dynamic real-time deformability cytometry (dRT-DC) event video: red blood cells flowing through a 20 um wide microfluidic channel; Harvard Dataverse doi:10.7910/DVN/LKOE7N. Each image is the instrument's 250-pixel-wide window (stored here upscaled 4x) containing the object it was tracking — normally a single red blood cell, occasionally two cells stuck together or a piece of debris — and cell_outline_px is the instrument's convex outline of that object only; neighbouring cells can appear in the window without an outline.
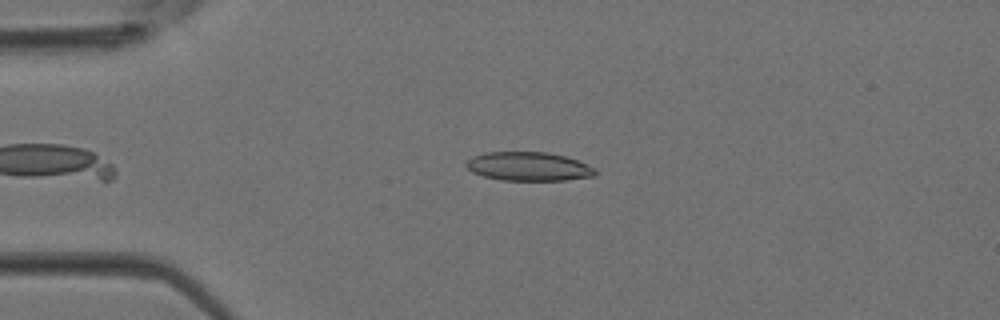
{"species": "Egyptian fruit bat (a non-hibernating species)", "species_latin": "Rousettus aegyptiacus", "temperature_condition": "room temperature", "stored_images_in_passage": 2, "camera_frame_rate_fps": 3000, "um_per_image_px": 0.085, "animal": {"sex": "female"}, "frame": {"image": 1, "passage_image": 1, "time_ms": 0.0, "image_size_px": [1000, 320], "cell_outline_px": [[596, 176], [564, 180], [500, 180], [484, 176], [472, 172], [464, 164], [472, 156], [488, 152], [548, 152], [564, 156], [576, 160], [596, 168]], "centroid_in_image_um": [44.93, 14.15], "position_along_channel_um": 40.1, "area_um2": 21.62}}